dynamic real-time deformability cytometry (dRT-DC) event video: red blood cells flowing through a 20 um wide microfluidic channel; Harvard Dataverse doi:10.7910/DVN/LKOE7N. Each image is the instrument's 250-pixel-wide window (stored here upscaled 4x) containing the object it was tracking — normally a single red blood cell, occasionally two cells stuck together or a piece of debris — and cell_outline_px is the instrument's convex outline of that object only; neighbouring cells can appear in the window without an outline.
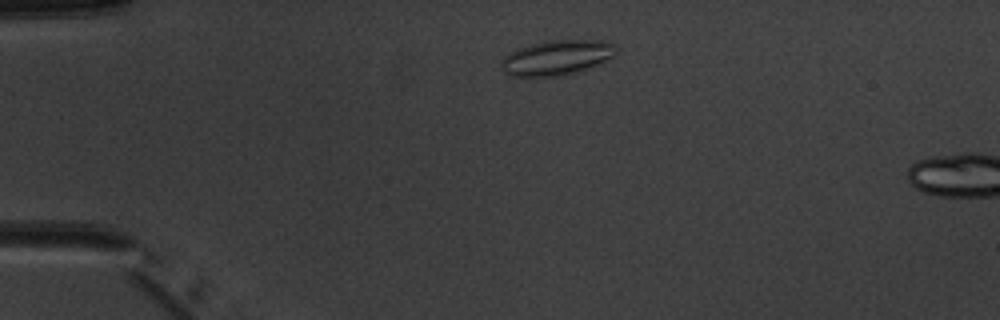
{"species": "common noctule bat (a hibernating species)", "species_latin": "Nyctalus noctula", "temperature_condition": "warm", "stored_images_in_passage": 3, "camera_frame_rate_fps": 3000, "um_per_image_px": 0.085, "animal": {"sex": "male", "body_mass_g": 20.1, "forearm_length_mm": 53.5}, "frame": {"image": 1, "passage_image": 2, "time_ms": 1.0, "image_size_px": [1000, 320], "cell_outline_px": [[616, 52], [612, 56], [596, 64], [560, 76], [512, 76], [504, 72], [500, 68], [500, 60], [508, 52], [516, 48], [548, 40], [600, 40], [612, 44], [616, 48]], "centroid_in_image_um": [47.21, 4.88], "position_along_channel_um": 37.8, "area_um2": 23.06}}